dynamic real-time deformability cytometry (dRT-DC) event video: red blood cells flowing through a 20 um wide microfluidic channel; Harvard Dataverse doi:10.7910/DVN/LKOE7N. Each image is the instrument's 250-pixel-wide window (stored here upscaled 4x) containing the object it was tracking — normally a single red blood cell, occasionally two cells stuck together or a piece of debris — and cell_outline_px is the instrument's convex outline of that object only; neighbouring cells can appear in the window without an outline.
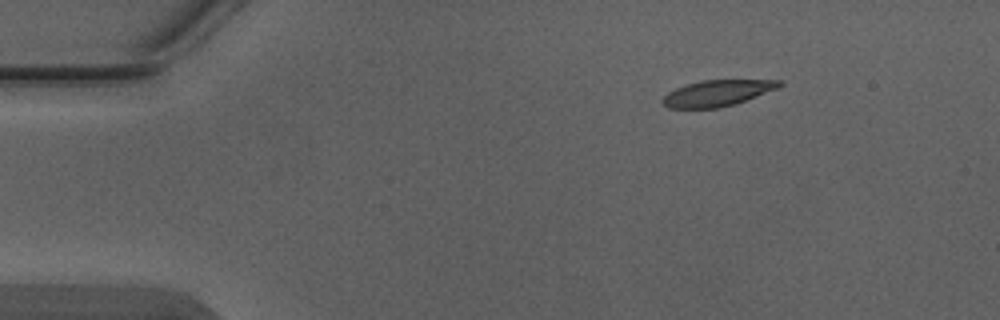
{"species": "Egyptian fruit bat (a non-hibernating species)", "species_latin": "Rousettus aegyptiacus", "temperature_condition": "warm", "stored_images_in_passage": 4, "camera_frame_rate_fps": 3000, "um_per_image_px": 0.085, "animal": {"sex": "male"}, "frame": {"image": 1, "passage_image": 2, "time_ms": 0.333, "image_size_px": [1000, 320], "cell_outline_px": [[784, 84], [776, 88], [736, 104], [716, 108], [668, 108], [660, 100], [668, 92], [676, 88], [700, 80], [780, 80]], "centroid_in_image_um": [60.94, 7.91], "position_along_channel_um": 24.1, "area_um2": 17.57}}